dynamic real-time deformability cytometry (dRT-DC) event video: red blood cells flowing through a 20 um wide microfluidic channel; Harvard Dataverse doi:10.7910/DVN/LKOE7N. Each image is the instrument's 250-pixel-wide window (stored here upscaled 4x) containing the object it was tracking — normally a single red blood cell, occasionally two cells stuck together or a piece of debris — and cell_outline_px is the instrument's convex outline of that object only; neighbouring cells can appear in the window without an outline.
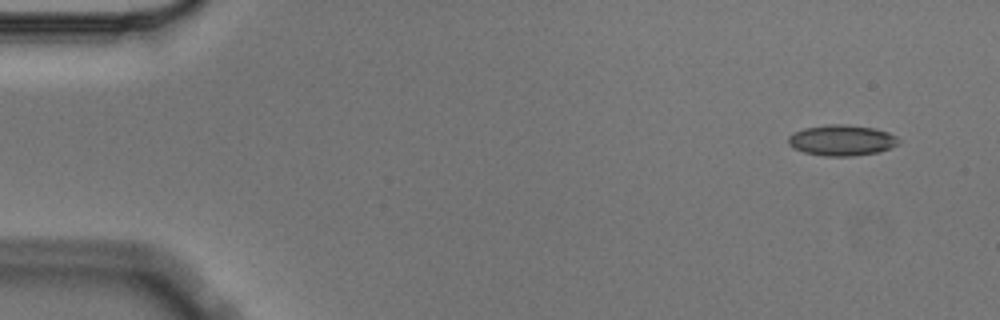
{"species": "Egyptian fruit bat (a non-hibernating species)", "species_latin": "Rousettus aegyptiacus", "temperature_condition": "cold", "stored_images_in_passage": 5, "camera_frame_rate_fps": 3000, "um_per_image_px": 0.085, "animal": {"sex": "male"}, "frame": {"image": 1, "passage_image": 1, "time_ms": 0.0, "image_size_px": [1000, 320], "cell_outline_px": [[900, 144], [876, 152], [852, 156], [824, 156], [804, 152], [792, 148], [788, 144], [788, 136], [792, 132], [804, 128], [828, 124], [844, 124], [876, 128], [888, 132], [896, 136], [900, 140]], "centroid_in_image_um": [71.52, 11.91], "position_along_channel_um": 13.5, "area_um2": 19.94}}